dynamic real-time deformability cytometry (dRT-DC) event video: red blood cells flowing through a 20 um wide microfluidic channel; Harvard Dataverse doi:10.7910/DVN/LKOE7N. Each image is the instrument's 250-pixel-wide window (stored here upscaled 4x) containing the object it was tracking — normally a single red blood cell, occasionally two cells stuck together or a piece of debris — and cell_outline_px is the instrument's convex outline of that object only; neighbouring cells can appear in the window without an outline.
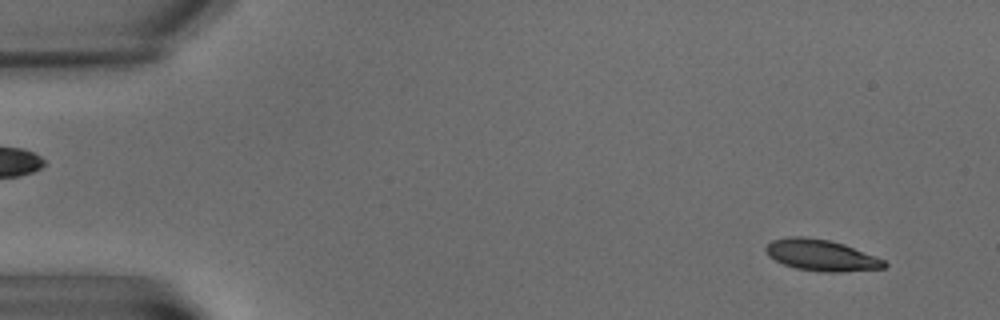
{"species": "common noctule bat (a hibernating species)", "species_latin": "Nyctalus noctula", "temperature_condition": "warm", "stored_images_in_passage": 7, "camera_frame_rate_fps": 3000, "um_per_image_px": 0.085, "animal": {"sex": "male", "body_mass_g": 15.6}, "frame": {"image": 1, "passage_image": 1, "time_ms": 0.0, "image_size_px": [1000, 320], "cell_outline_px": [[888, 264], [884, 268], [840, 272], [824, 272], [796, 268], [784, 264], [768, 256], [764, 248], [772, 240], [788, 236], [808, 236], [828, 240], [844, 244], [876, 256], [884, 260]], "centroid_in_image_um": [69.8, 21.68], "position_along_channel_um": 15.2, "area_um2": 21.62}}
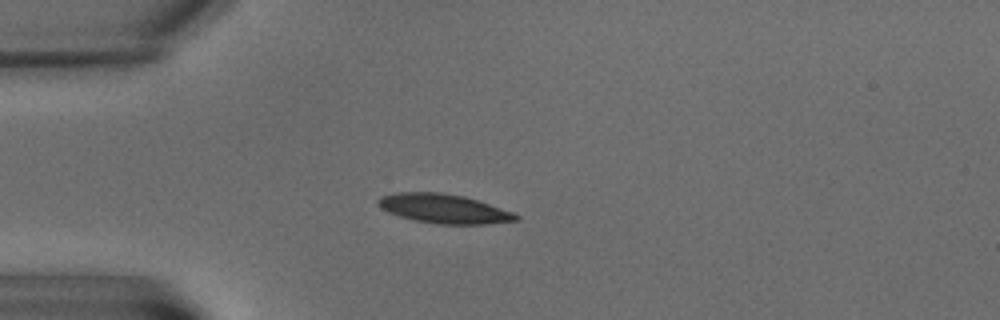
{"frame": {"image": 2, "passage_image": 5, "time_ms": 4.667, "image_size_px": [1000, 320], "cell_outline_px": [[520, 220], [484, 224], [440, 224], [416, 220], [400, 216], [388, 212], [380, 208], [376, 204], [376, 200], [380, 196], [396, 192], [440, 192], [464, 196], [512, 212], [520, 216]], "centroid_in_image_um": [37.68, 17.73], "position_along_channel_um": 47.3, "area_um2": 23.35}}